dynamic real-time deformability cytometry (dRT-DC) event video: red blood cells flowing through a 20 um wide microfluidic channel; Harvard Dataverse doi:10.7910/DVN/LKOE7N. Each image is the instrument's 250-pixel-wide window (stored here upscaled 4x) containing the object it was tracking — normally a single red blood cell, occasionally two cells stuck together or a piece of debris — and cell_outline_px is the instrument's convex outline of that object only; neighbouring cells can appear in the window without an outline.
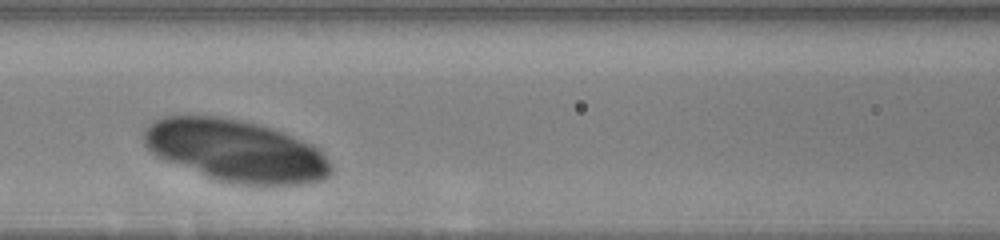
{"species": "human", "species_latin": "Homo sapiens", "temperature_condition": "warm", "stored_images_in_passage": 9, "camera_frame_rate_fps": 3000, "um_per_image_px": 0.085, "donor": {"sex": "male"}, "frame": {"image": 1, "passage_image": 7, "time_ms": 2.667, "image_size_px": [1000, 240], "cell_outline_px": [[332, 176], [324, 180], [312, 184], [236, 184], [216, 180], [156, 156], [144, 144], [144, 128], [148, 124], [164, 116], [224, 116], [272, 128], [284, 132], [312, 144], [320, 148], [324, 152], [332, 164]], "centroid_in_image_um": [20.11, 12.82], "position_along_channel_um": 146.5, "area_um2": 68.03}}